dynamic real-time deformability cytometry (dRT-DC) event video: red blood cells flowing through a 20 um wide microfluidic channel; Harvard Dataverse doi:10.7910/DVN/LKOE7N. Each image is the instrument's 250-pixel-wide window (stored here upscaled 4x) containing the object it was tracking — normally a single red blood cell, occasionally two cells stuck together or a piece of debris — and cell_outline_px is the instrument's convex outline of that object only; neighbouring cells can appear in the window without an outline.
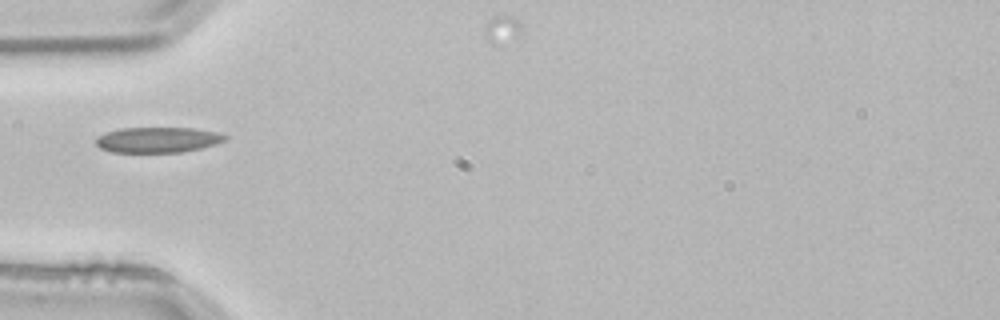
{"species": "common noctule bat (a hibernating species)", "species_latin": "Nyctalus noctula", "temperature_condition": "room temperature", "stored_images_in_passage": 3, "camera_frame_rate_fps": 3000, "um_per_image_px": 0.085, "animal": {"sex": "male", "body_mass_g": 21.5, "forearm_length_mm": 52.0}, "frame": {"image": 1, "passage_image": 3, "time_ms": 0.667, "image_size_px": [1000, 320], "cell_outline_px": [[228, 136], [224, 140], [216, 144], [200, 148], [180, 152], [112, 152], [100, 148], [96, 144], [96, 136], [120, 128], [192, 128], [216, 132]], "centroid_in_image_um": [13.38, 11.88], "position_along_channel_um": 71.6, "area_um2": 19.02}}